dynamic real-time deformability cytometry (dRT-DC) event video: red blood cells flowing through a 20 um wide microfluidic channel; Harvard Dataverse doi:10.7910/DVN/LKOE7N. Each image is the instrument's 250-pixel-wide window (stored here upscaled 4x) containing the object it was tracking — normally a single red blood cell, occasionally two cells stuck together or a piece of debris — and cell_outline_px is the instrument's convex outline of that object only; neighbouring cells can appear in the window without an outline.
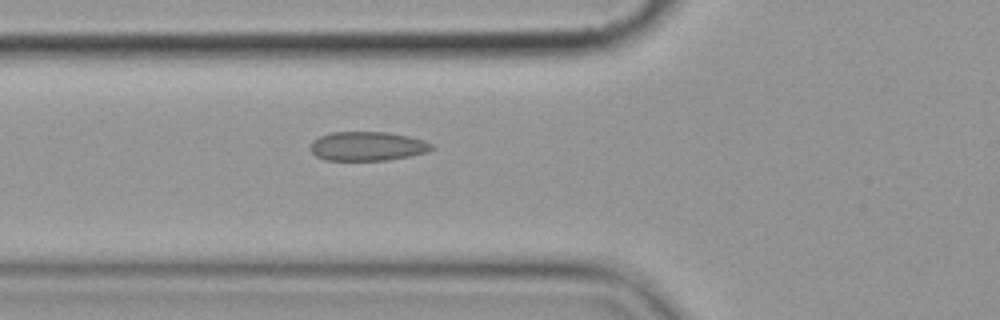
{"species": "common noctule bat (a hibernating species)", "species_latin": "Nyctalus noctula", "temperature_condition": "cold", "stored_images_in_passage": 5, "camera_frame_rate_fps": 3000, "um_per_image_px": 0.085, "animal": {"sex": "female", "body_mass_g": 19.9}, "frame": {"image": 1, "passage_image": 5, "time_ms": 4.667, "image_size_px": [1000, 320], "cell_outline_px": [[436, 148], [428, 152], [412, 156], [388, 160], [324, 160], [316, 156], [308, 148], [312, 140], [320, 136], [332, 132], [388, 132], [408, 136], [424, 140], [432, 144]], "centroid_in_image_um": [31.24, 12.43], "position_along_channel_um": 94.6, "area_um2": 20.87}}